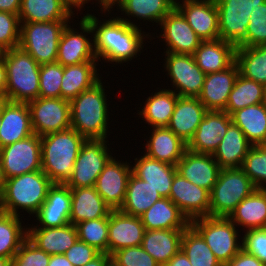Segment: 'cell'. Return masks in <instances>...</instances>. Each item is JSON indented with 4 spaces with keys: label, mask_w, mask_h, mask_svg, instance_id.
Instances as JSON below:
<instances>
[{
    "label": "cell",
    "mask_w": 266,
    "mask_h": 266,
    "mask_svg": "<svg viewBox=\"0 0 266 266\" xmlns=\"http://www.w3.org/2000/svg\"><path fill=\"white\" fill-rule=\"evenodd\" d=\"M95 15L86 13L83 17L92 28L93 50L98 62L102 58L105 63L123 65L140 56L148 38L155 39L151 33L142 31V27L132 26L118 16H110L101 22V18L99 20Z\"/></svg>",
    "instance_id": "1"
},
{
    "label": "cell",
    "mask_w": 266,
    "mask_h": 266,
    "mask_svg": "<svg viewBox=\"0 0 266 266\" xmlns=\"http://www.w3.org/2000/svg\"><path fill=\"white\" fill-rule=\"evenodd\" d=\"M102 81L70 101L71 128L86 140L108 138L110 107Z\"/></svg>",
    "instance_id": "2"
},
{
    "label": "cell",
    "mask_w": 266,
    "mask_h": 266,
    "mask_svg": "<svg viewBox=\"0 0 266 266\" xmlns=\"http://www.w3.org/2000/svg\"><path fill=\"white\" fill-rule=\"evenodd\" d=\"M86 139L73 128L41 136V170L53 183L65 184Z\"/></svg>",
    "instance_id": "3"
},
{
    "label": "cell",
    "mask_w": 266,
    "mask_h": 266,
    "mask_svg": "<svg viewBox=\"0 0 266 266\" xmlns=\"http://www.w3.org/2000/svg\"><path fill=\"white\" fill-rule=\"evenodd\" d=\"M53 184L42 170L8 178L0 195V210L18 217L26 211L33 217Z\"/></svg>",
    "instance_id": "4"
},
{
    "label": "cell",
    "mask_w": 266,
    "mask_h": 266,
    "mask_svg": "<svg viewBox=\"0 0 266 266\" xmlns=\"http://www.w3.org/2000/svg\"><path fill=\"white\" fill-rule=\"evenodd\" d=\"M7 83L6 100L28 103L39 97V72L37 61L20 47L4 51Z\"/></svg>",
    "instance_id": "5"
},
{
    "label": "cell",
    "mask_w": 266,
    "mask_h": 266,
    "mask_svg": "<svg viewBox=\"0 0 266 266\" xmlns=\"http://www.w3.org/2000/svg\"><path fill=\"white\" fill-rule=\"evenodd\" d=\"M190 225L201 235L220 263L225 266L242 249V237L228 217H200ZM241 239V241H240Z\"/></svg>",
    "instance_id": "6"
},
{
    "label": "cell",
    "mask_w": 266,
    "mask_h": 266,
    "mask_svg": "<svg viewBox=\"0 0 266 266\" xmlns=\"http://www.w3.org/2000/svg\"><path fill=\"white\" fill-rule=\"evenodd\" d=\"M256 187L241 168L221 169L210 192V217H228Z\"/></svg>",
    "instance_id": "7"
},
{
    "label": "cell",
    "mask_w": 266,
    "mask_h": 266,
    "mask_svg": "<svg viewBox=\"0 0 266 266\" xmlns=\"http://www.w3.org/2000/svg\"><path fill=\"white\" fill-rule=\"evenodd\" d=\"M69 22H21L19 47L39 65L56 62L59 40Z\"/></svg>",
    "instance_id": "8"
},
{
    "label": "cell",
    "mask_w": 266,
    "mask_h": 266,
    "mask_svg": "<svg viewBox=\"0 0 266 266\" xmlns=\"http://www.w3.org/2000/svg\"><path fill=\"white\" fill-rule=\"evenodd\" d=\"M107 142V139H90L82 144L72 175L65 183L69 188L95 187L104 166L113 157Z\"/></svg>",
    "instance_id": "9"
},
{
    "label": "cell",
    "mask_w": 266,
    "mask_h": 266,
    "mask_svg": "<svg viewBox=\"0 0 266 266\" xmlns=\"http://www.w3.org/2000/svg\"><path fill=\"white\" fill-rule=\"evenodd\" d=\"M219 14L220 39L235 47L247 41V26L252 10L266 0H215Z\"/></svg>",
    "instance_id": "10"
},
{
    "label": "cell",
    "mask_w": 266,
    "mask_h": 266,
    "mask_svg": "<svg viewBox=\"0 0 266 266\" xmlns=\"http://www.w3.org/2000/svg\"><path fill=\"white\" fill-rule=\"evenodd\" d=\"M165 53L163 64L172 89L180 97L198 98L202 92L205 73L197 66L193 55Z\"/></svg>",
    "instance_id": "11"
},
{
    "label": "cell",
    "mask_w": 266,
    "mask_h": 266,
    "mask_svg": "<svg viewBox=\"0 0 266 266\" xmlns=\"http://www.w3.org/2000/svg\"><path fill=\"white\" fill-rule=\"evenodd\" d=\"M0 160L6 179L41 170V136L34 133L0 148Z\"/></svg>",
    "instance_id": "12"
},
{
    "label": "cell",
    "mask_w": 266,
    "mask_h": 266,
    "mask_svg": "<svg viewBox=\"0 0 266 266\" xmlns=\"http://www.w3.org/2000/svg\"><path fill=\"white\" fill-rule=\"evenodd\" d=\"M27 104L33 131L38 136L71 128L70 101L62 98L38 97Z\"/></svg>",
    "instance_id": "13"
},
{
    "label": "cell",
    "mask_w": 266,
    "mask_h": 266,
    "mask_svg": "<svg viewBox=\"0 0 266 266\" xmlns=\"http://www.w3.org/2000/svg\"><path fill=\"white\" fill-rule=\"evenodd\" d=\"M79 31L71 22L64 28L58 46L57 61L64 66L77 65L88 61H98L93 50L92 28L89 22L81 16ZM72 27V28H71ZM79 31V32H78Z\"/></svg>",
    "instance_id": "14"
},
{
    "label": "cell",
    "mask_w": 266,
    "mask_h": 266,
    "mask_svg": "<svg viewBox=\"0 0 266 266\" xmlns=\"http://www.w3.org/2000/svg\"><path fill=\"white\" fill-rule=\"evenodd\" d=\"M132 166L112 157L97 178L95 189L112 210H120L125 200Z\"/></svg>",
    "instance_id": "15"
},
{
    "label": "cell",
    "mask_w": 266,
    "mask_h": 266,
    "mask_svg": "<svg viewBox=\"0 0 266 266\" xmlns=\"http://www.w3.org/2000/svg\"><path fill=\"white\" fill-rule=\"evenodd\" d=\"M159 26L161 34L156 37L166 43L164 52L193 55L202 41L176 8L162 19Z\"/></svg>",
    "instance_id": "16"
},
{
    "label": "cell",
    "mask_w": 266,
    "mask_h": 266,
    "mask_svg": "<svg viewBox=\"0 0 266 266\" xmlns=\"http://www.w3.org/2000/svg\"><path fill=\"white\" fill-rule=\"evenodd\" d=\"M182 2V3H181ZM175 8L202 41L219 39V14L215 0H182Z\"/></svg>",
    "instance_id": "17"
},
{
    "label": "cell",
    "mask_w": 266,
    "mask_h": 266,
    "mask_svg": "<svg viewBox=\"0 0 266 266\" xmlns=\"http://www.w3.org/2000/svg\"><path fill=\"white\" fill-rule=\"evenodd\" d=\"M169 199L174 202L189 221L209 216L210 192L176 173Z\"/></svg>",
    "instance_id": "18"
},
{
    "label": "cell",
    "mask_w": 266,
    "mask_h": 266,
    "mask_svg": "<svg viewBox=\"0 0 266 266\" xmlns=\"http://www.w3.org/2000/svg\"><path fill=\"white\" fill-rule=\"evenodd\" d=\"M70 213V188L66 184L54 183L48 190L46 200L34 216L37 222L36 226L28 225L29 227L43 228L62 227L70 223Z\"/></svg>",
    "instance_id": "19"
},
{
    "label": "cell",
    "mask_w": 266,
    "mask_h": 266,
    "mask_svg": "<svg viewBox=\"0 0 266 266\" xmlns=\"http://www.w3.org/2000/svg\"><path fill=\"white\" fill-rule=\"evenodd\" d=\"M145 227L141 217L112 210L108 224V254L133 246H141Z\"/></svg>",
    "instance_id": "20"
},
{
    "label": "cell",
    "mask_w": 266,
    "mask_h": 266,
    "mask_svg": "<svg viewBox=\"0 0 266 266\" xmlns=\"http://www.w3.org/2000/svg\"><path fill=\"white\" fill-rule=\"evenodd\" d=\"M231 123V115L227 112L208 110L187 149L195 153L213 154Z\"/></svg>",
    "instance_id": "21"
},
{
    "label": "cell",
    "mask_w": 266,
    "mask_h": 266,
    "mask_svg": "<svg viewBox=\"0 0 266 266\" xmlns=\"http://www.w3.org/2000/svg\"><path fill=\"white\" fill-rule=\"evenodd\" d=\"M0 148L34 134L27 103L5 100L0 108Z\"/></svg>",
    "instance_id": "22"
},
{
    "label": "cell",
    "mask_w": 266,
    "mask_h": 266,
    "mask_svg": "<svg viewBox=\"0 0 266 266\" xmlns=\"http://www.w3.org/2000/svg\"><path fill=\"white\" fill-rule=\"evenodd\" d=\"M177 173L191 183L211 192L218 180L221 168L212 154L186 150L176 165Z\"/></svg>",
    "instance_id": "23"
},
{
    "label": "cell",
    "mask_w": 266,
    "mask_h": 266,
    "mask_svg": "<svg viewBox=\"0 0 266 266\" xmlns=\"http://www.w3.org/2000/svg\"><path fill=\"white\" fill-rule=\"evenodd\" d=\"M239 68L234 62L227 69L205 75L202 92L198 97L207 110L224 111L227 106Z\"/></svg>",
    "instance_id": "24"
},
{
    "label": "cell",
    "mask_w": 266,
    "mask_h": 266,
    "mask_svg": "<svg viewBox=\"0 0 266 266\" xmlns=\"http://www.w3.org/2000/svg\"><path fill=\"white\" fill-rule=\"evenodd\" d=\"M207 111L199 98L179 96L167 128L188 144Z\"/></svg>",
    "instance_id": "25"
},
{
    "label": "cell",
    "mask_w": 266,
    "mask_h": 266,
    "mask_svg": "<svg viewBox=\"0 0 266 266\" xmlns=\"http://www.w3.org/2000/svg\"><path fill=\"white\" fill-rule=\"evenodd\" d=\"M146 138L144 154L150 158L176 166L187 150V143L167 127H152Z\"/></svg>",
    "instance_id": "26"
},
{
    "label": "cell",
    "mask_w": 266,
    "mask_h": 266,
    "mask_svg": "<svg viewBox=\"0 0 266 266\" xmlns=\"http://www.w3.org/2000/svg\"><path fill=\"white\" fill-rule=\"evenodd\" d=\"M132 173L158 191L162 198H169L176 166L150 158L143 154L134 158Z\"/></svg>",
    "instance_id": "27"
},
{
    "label": "cell",
    "mask_w": 266,
    "mask_h": 266,
    "mask_svg": "<svg viewBox=\"0 0 266 266\" xmlns=\"http://www.w3.org/2000/svg\"><path fill=\"white\" fill-rule=\"evenodd\" d=\"M116 6L119 9L117 12L121 10L123 15L117 16L130 25L139 27L140 24L136 22L138 20L140 22L141 19L143 23L146 21L145 25L147 22H152L157 23L158 27L162 19L175 8V3L172 0H121ZM127 17L137 18V20L132 22Z\"/></svg>",
    "instance_id": "28"
},
{
    "label": "cell",
    "mask_w": 266,
    "mask_h": 266,
    "mask_svg": "<svg viewBox=\"0 0 266 266\" xmlns=\"http://www.w3.org/2000/svg\"><path fill=\"white\" fill-rule=\"evenodd\" d=\"M236 47L222 39L201 41L193 54L197 66L205 73L220 72L235 62Z\"/></svg>",
    "instance_id": "29"
},
{
    "label": "cell",
    "mask_w": 266,
    "mask_h": 266,
    "mask_svg": "<svg viewBox=\"0 0 266 266\" xmlns=\"http://www.w3.org/2000/svg\"><path fill=\"white\" fill-rule=\"evenodd\" d=\"M70 190L71 224L76 225L83 221L107 217L112 211L95 187L70 188Z\"/></svg>",
    "instance_id": "30"
},
{
    "label": "cell",
    "mask_w": 266,
    "mask_h": 266,
    "mask_svg": "<svg viewBox=\"0 0 266 266\" xmlns=\"http://www.w3.org/2000/svg\"><path fill=\"white\" fill-rule=\"evenodd\" d=\"M28 239L47 254H64L78 240L75 225L62 227H28Z\"/></svg>",
    "instance_id": "31"
},
{
    "label": "cell",
    "mask_w": 266,
    "mask_h": 266,
    "mask_svg": "<svg viewBox=\"0 0 266 266\" xmlns=\"http://www.w3.org/2000/svg\"><path fill=\"white\" fill-rule=\"evenodd\" d=\"M64 0H21L20 22L71 21L74 13Z\"/></svg>",
    "instance_id": "32"
},
{
    "label": "cell",
    "mask_w": 266,
    "mask_h": 266,
    "mask_svg": "<svg viewBox=\"0 0 266 266\" xmlns=\"http://www.w3.org/2000/svg\"><path fill=\"white\" fill-rule=\"evenodd\" d=\"M184 229L145 230L141 247L149 253L160 266H164L181 250Z\"/></svg>",
    "instance_id": "33"
},
{
    "label": "cell",
    "mask_w": 266,
    "mask_h": 266,
    "mask_svg": "<svg viewBox=\"0 0 266 266\" xmlns=\"http://www.w3.org/2000/svg\"><path fill=\"white\" fill-rule=\"evenodd\" d=\"M96 63L98 61H88L63 67V78L61 81L62 99L71 101L81 92L90 89L102 79Z\"/></svg>",
    "instance_id": "34"
},
{
    "label": "cell",
    "mask_w": 266,
    "mask_h": 266,
    "mask_svg": "<svg viewBox=\"0 0 266 266\" xmlns=\"http://www.w3.org/2000/svg\"><path fill=\"white\" fill-rule=\"evenodd\" d=\"M228 218L242 231L266 228V189L256 188L235 207Z\"/></svg>",
    "instance_id": "35"
},
{
    "label": "cell",
    "mask_w": 266,
    "mask_h": 266,
    "mask_svg": "<svg viewBox=\"0 0 266 266\" xmlns=\"http://www.w3.org/2000/svg\"><path fill=\"white\" fill-rule=\"evenodd\" d=\"M251 147L252 144L247 140L244 133L232 122L212 156L221 169L241 168Z\"/></svg>",
    "instance_id": "36"
},
{
    "label": "cell",
    "mask_w": 266,
    "mask_h": 266,
    "mask_svg": "<svg viewBox=\"0 0 266 266\" xmlns=\"http://www.w3.org/2000/svg\"><path fill=\"white\" fill-rule=\"evenodd\" d=\"M145 230L186 229L190 221L169 198L156 201L141 216Z\"/></svg>",
    "instance_id": "37"
},
{
    "label": "cell",
    "mask_w": 266,
    "mask_h": 266,
    "mask_svg": "<svg viewBox=\"0 0 266 266\" xmlns=\"http://www.w3.org/2000/svg\"><path fill=\"white\" fill-rule=\"evenodd\" d=\"M158 89L159 87L155 93L146 98L145 102L143 101L144 106L137 113L151 128L168 126L179 97L169 88Z\"/></svg>",
    "instance_id": "38"
},
{
    "label": "cell",
    "mask_w": 266,
    "mask_h": 266,
    "mask_svg": "<svg viewBox=\"0 0 266 266\" xmlns=\"http://www.w3.org/2000/svg\"><path fill=\"white\" fill-rule=\"evenodd\" d=\"M231 119L252 145L266 143V102L236 110Z\"/></svg>",
    "instance_id": "39"
},
{
    "label": "cell",
    "mask_w": 266,
    "mask_h": 266,
    "mask_svg": "<svg viewBox=\"0 0 266 266\" xmlns=\"http://www.w3.org/2000/svg\"><path fill=\"white\" fill-rule=\"evenodd\" d=\"M161 198L162 196L157 190L131 173L125 194V200L120 211L127 215L140 217Z\"/></svg>",
    "instance_id": "40"
},
{
    "label": "cell",
    "mask_w": 266,
    "mask_h": 266,
    "mask_svg": "<svg viewBox=\"0 0 266 266\" xmlns=\"http://www.w3.org/2000/svg\"><path fill=\"white\" fill-rule=\"evenodd\" d=\"M239 74L266 87V45L236 47Z\"/></svg>",
    "instance_id": "41"
},
{
    "label": "cell",
    "mask_w": 266,
    "mask_h": 266,
    "mask_svg": "<svg viewBox=\"0 0 266 266\" xmlns=\"http://www.w3.org/2000/svg\"><path fill=\"white\" fill-rule=\"evenodd\" d=\"M15 215L0 210V257L13 258L28 238V227Z\"/></svg>",
    "instance_id": "42"
},
{
    "label": "cell",
    "mask_w": 266,
    "mask_h": 266,
    "mask_svg": "<svg viewBox=\"0 0 266 266\" xmlns=\"http://www.w3.org/2000/svg\"><path fill=\"white\" fill-rule=\"evenodd\" d=\"M263 102H266V87L239 74L224 111L231 115L236 110Z\"/></svg>",
    "instance_id": "43"
},
{
    "label": "cell",
    "mask_w": 266,
    "mask_h": 266,
    "mask_svg": "<svg viewBox=\"0 0 266 266\" xmlns=\"http://www.w3.org/2000/svg\"><path fill=\"white\" fill-rule=\"evenodd\" d=\"M181 250L192 266H223L191 225L184 229Z\"/></svg>",
    "instance_id": "44"
},
{
    "label": "cell",
    "mask_w": 266,
    "mask_h": 266,
    "mask_svg": "<svg viewBox=\"0 0 266 266\" xmlns=\"http://www.w3.org/2000/svg\"><path fill=\"white\" fill-rule=\"evenodd\" d=\"M108 224L109 215L76 224L78 240L94 247L100 253L108 254Z\"/></svg>",
    "instance_id": "45"
},
{
    "label": "cell",
    "mask_w": 266,
    "mask_h": 266,
    "mask_svg": "<svg viewBox=\"0 0 266 266\" xmlns=\"http://www.w3.org/2000/svg\"><path fill=\"white\" fill-rule=\"evenodd\" d=\"M241 169L256 188L266 189V148L263 145H252Z\"/></svg>",
    "instance_id": "46"
},
{
    "label": "cell",
    "mask_w": 266,
    "mask_h": 266,
    "mask_svg": "<svg viewBox=\"0 0 266 266\" xmlns=\"http://www.w3.org/2000/svg\"><path fill=\"white\" fill-rule=\"evenodd\" d=\"M63 66L58 62L42 64L39 72V97L61 98Z\"/></svg>",
    "instance_id": "47"
},
{
    "label": "cell",
    "mask_w": 266,
    "mask_h": 266,
    "mask_svg": "<svg viewBox=\"0 0 266 266\" xmlns=\"http://www.w3.org/2000/svg\"><path fill=\"white\" fill-rule=\"evenodd\" d=\"M21 22L17 14L0 11L1 51L19 47Z\"/></svg>",
    "instance_id": "48"
},
{
    "label": "cell",
    "mask_w": 266,
    "mask_h": 266,
    "mask_svg": "<svg viewBox=\"0 0 266 266\" xmlns=\"http://www.w3.org/2000/svg\"><path fill=\"white\" fill-rule=\"evenodd\" d=\"M247 26V41L241 47L266 45V2L252 10Z\"/></svg>",
    "instance_id": "49"
},
{
    "label": "cell",
    "mask_w": 266,
    "mask_h": 266,
    "mask_svg": "<svg viewBox=\"0 0 266 266\" xmlns=\"http://www.w3.org/2000/svg\"><path fill=\"white\" fill-rule=\"evenodd\" d=\"M50 258L27 238L12 258V266H48Z\"/></svg>",
    "instance_id": "50"
},
{
    "label": "cell",
    "mask_w": 266,
    "mask_h": 266,
    "mask_svg": "<svg viewBox=\"0 0 266 266\" xmlns=\"http://www.w3.org/2000/svg\"><path fill=\"white\" fill-rule=\"evenodd\" d=\"M111 257L119 266H160L141 246L117 250Z\"/></svg>",
    "instance_id": "51"
},
{
    "label": "cell",
    "mask_w": 266,
    "mask_h": 266,
    "mask_svg": "<svg viewBox=\"0 0 266 266\" xmlns=\"http://www.w3.org/2000/svg\"><path fill=\"white\" fill-rule=\"evenodd\" d=\"M242 235V249L266 265V228L249 229Z\"/></svg>",
    "instance_id": "52"
},
{
    "label": "cell",
    "mask_w": 266,
    "mask_h": 266,
    "mask_svg": "<svg viewBox=\"0 0 266 266\" xmlns=\"http://www.w3.org/2000/svg\"><path fill=\"white\" fill-rule=\"evenodd\" d=\"M100 254L94 247L77 240L64 255L73 266H83Z\"/></svg>",
    "instance_id": "53"
},
{
    "label": "cell",
    "mask_w": 266,
    "mask_h": 266,
    "mask_svg": "<svg viewBox=\"0 0 266 266\" xmlns=\"http://www.w3.org/2000/svg\"><path fill=\"white\" fill-rule=\"evenodd\" d=\"M225 266H266L256 256L241 249Z\"/></svg>",
    "instance_id": "54"
},
{
    "label": "cell",
    "mask_w": 266,
    "mask_h": 266,
    "mask_svg": "<svg viewBox=\"0 0 266 266\" xmlns=\"http://www.w3.org/2000/svg\"><path fill=\"white\" fill-rule=\"evenodd\" d=\"M21 0H0V11L19 14Z\"/></svg>",
    "instance_id": "55"
},
{
    "label": "cell",
    "mask_w": 266,
    "mask_h": 266,
    "mask_svg": "<svg viewBox=\"0 0 266 266\" xmlns=\"http://www.w3.org/2000/svg\"><path fill=\"white\" fill-rule=\"evenodd\" d=\"M7 83L6 67L4 63V51L0 52V99H6L5 86Z\"/></svg>",
    "instance_id": "56"
},
{
    "label": "cell",
    "mask_w": 266,
    "mask_h": 266,
    "mask_svg": "<svg viewBox=\"0 0 266 266\" xmlns=\"http://www.w3.org/2000/svg\"><path fill=\"white\" fill-rule=\"evenodd\" d=\"M164 266H192L185 253L180 250Z\"/></svg>",
    "instance_id": "57"
},
{
    "label": "cell",
    "mask_w": 266,
    "mask_h": 266,
    "mask_svg": "<svg viewBox=\"0 0 266 266\" xmlns=\"http://www.w3.org/2000/svg\"><path fill=\"white\" fill-rule=\"evenodd\" d=\"M97 2H92L93 4L96 3L95 5H97L99 8H100V11L102 12V15L103 13H105L104 16H106L107 18V15L109 17V14H111L114 9V6L116 7V5L121 1V0H95ZM113 8V9H112ZM112 9V10H111ZM107 12V13H106ZM107 14V15H106Z\"/></svg>",
    "instance_id": "58"
},
{
    "label": "cell",
    "mask_w": 266,
    "mask_h": 266,
    "mask_svg": "<svg viewBox=\"0 0 266 266\" xmlns=\"http://www.w3.org/2000/svg\"><path fill=\"white\" fill-rule=\"evenodd\" d=\"M48 266H73L64 254L51 255Z\"/></svg>",
    "instance_id": "59"
},
{
    "label": "cell",
    "mask_w": 266,
    "mask_h": 266,
    "mask_svg": "<svg viewBox=\"0 0 266 266\" xmlns=\"http://www.w3.org/2000/svg\"><path fill=\"white\" fill-rule=\"evenodd\" d=\"M111 258L109 254L100 253L96 258L92 261L88 262L83 266H104V264Z\"/></svg>",
    "instance_id": "60"
},
{
    "label": "cell",
    "mask_w": 266,
    "mask_h": 266,
    "mask_svg": "<svg viewBox=\"0 0 266 266\" xmlns=\"http://www.w3.org/2000/svg\"><path fill=\"white\" fill-rule=\"evenodd\" d=\"M64 1L71 7L72 10L75 9L78 14V11L80 12L84 8L85 4L93 0H64Z\"/></svg>",
    "instance_id": "61"
},
{
    "label": "cell",
    "mask_w": 266,
    "mask_h": 266,
    "mask_svg": "<svg viewBox=\"0 0 266 266\" xmlns=\"http://www.w3.org/2000/svg\"><path fill=\"white\" fill-rule=\"evenodd\" d=\"M5 182H6V178H5L2 163L0 160V195L3 192Z\"/></svg>",
    "instance_id": "62"
},
{
    "label": "cell",
    "mask_w": 266,
    "mask_h": 266,
    "mask_svg": "<svg viewBox=\"0 0 266 266\" xmlns=\"http://www.w3.org/2000/svg\"><path fill=\"white\" fill-rule=\"evenodd\" d=\"M0 266H12V259L0 257Z\"/></svg>",
    "instance_id": "63"
},
{
    "label": "cell",
    "mask_w": 266,
    "mask_h": 266,
    "mask_svg": "<svg viewBox=\"0 0 266 266\" xmlns=\"http://www.w3.org/2000/svg\"><path fill=\"white\" fill-rule=\"evenodd\" d=\"M104 266H119L115 260L111 257L105 264Z\"/></svg>",
    "instance_id": "64"
},
{
    "label": "cell",
    "mask_w": 266,
    "mask_h": 266,
    "mask_svg": "<svg viewBox=\"0 0 266 266\" xmlns=\"http://www.w3.org/2000/svg\"><path fill=\"white\" fill-rule=\"evenodd\" d=\"M6 99H0V108H1V106H2V104H3V102L5 101Z\"/></svg>",
    "instance_id": "65"
},
{
    "label": "cell",
    "mask_w": 266,
    "mask_h": 266,
    "mask_svg": "<svg viewBox=\"0 0 266 266\" xmlns=\"http://www.w3.org/2000/svg\"><path fill=\"white\" fill-rule=\"evenodd\" d=\"M175 4L178 3L181 0H172Z\"/></svg>",
    "instance_id": "66"
}]
</instances>
